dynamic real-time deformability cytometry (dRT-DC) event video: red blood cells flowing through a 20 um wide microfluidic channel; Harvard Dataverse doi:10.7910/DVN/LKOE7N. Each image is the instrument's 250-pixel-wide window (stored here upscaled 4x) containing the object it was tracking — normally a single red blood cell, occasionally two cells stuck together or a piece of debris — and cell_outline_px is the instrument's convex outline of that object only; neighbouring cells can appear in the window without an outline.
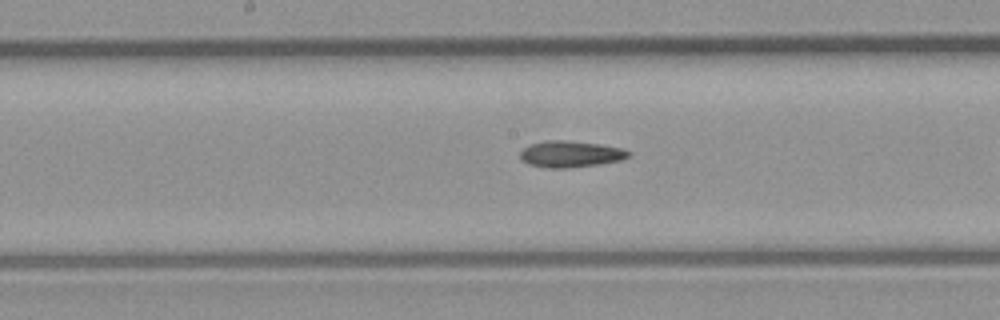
{"species": "common noctule bat (a hibernating species)", "species_latin": "Nyctalus noctula", "temperature_condition": "room temperature", "stored_images_in_passage": 17, "camera_frame_rate_fps": 3000, "um_per_image_px": 0.085, "animal": {"sex": "male", "body_mass_g": 23.1, "forearm_length_mm": 52.7}, "frame": {"image": 1, "passage_image": 12, "time_ms": 3.667, "image_size_px": [1000, 320], "cell_outline_px": [[632, 152], [628, 156], [620, 160], [600, 164], [564, 168], [548, 168], [528, 164], [520, 160], [520, 152], [524, 148], [532, 144], [548, 140], [564, 140], [600, 144], [624, 148]], "centroid_in_image_um": [48.5, 13.09], "position_along_channel_um": 199.7, "area_um2": 16.65}}
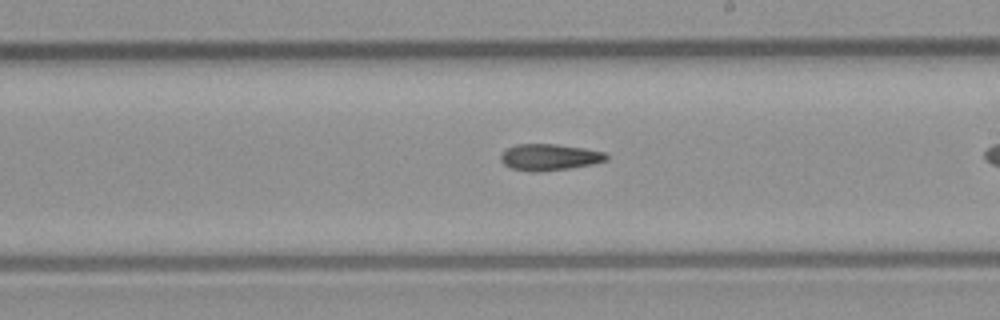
{"frame": {"image": 2, "passage_image": 15, "time_ms": 4.667, "image_size_px": [1000, 320], "cell_outline_px": [[608, 160], [592, 164], [568, 168], [536, 172], [528, 172], [508, 168], [500, 160], [500, 156], [508, 148], [516, 144], [556, 144], [584, 148], [604, 152], [608, 156]], "centroid_in_image_um": [46.67, 13.36], "position_along_channel_um": 242.3, "area_um2": 16.3}}